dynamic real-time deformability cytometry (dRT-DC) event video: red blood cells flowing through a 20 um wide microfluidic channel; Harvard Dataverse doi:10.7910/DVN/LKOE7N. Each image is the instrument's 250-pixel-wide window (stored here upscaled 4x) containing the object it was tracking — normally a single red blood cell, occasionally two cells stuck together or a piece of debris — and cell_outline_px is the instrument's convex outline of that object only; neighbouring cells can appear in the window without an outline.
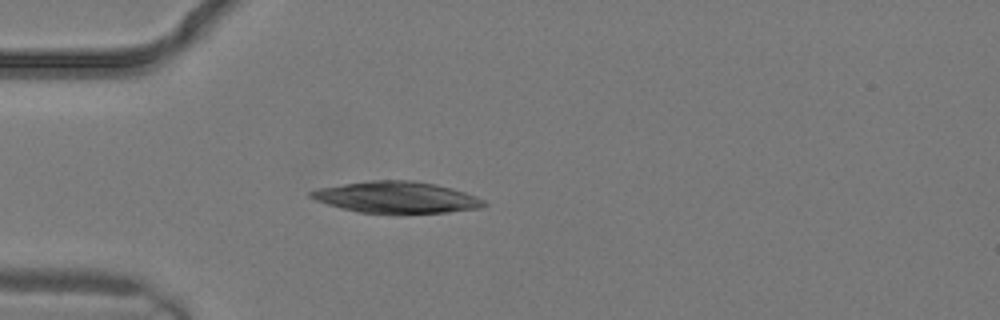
{"species": "common noctule bat (a hibernating species)", "species_latin": "Nyctalus noctula", "temperature_condition": "warm", "stored_images_in_passage": 1, "camera_frame_rate_fps": 3000, "um_per_image_px": 0.085, "animal": {"sex": "male", "body_mass_g": 19.2, "forearm_length_mm": 51.8}, "frame": {"image": 1, "passage_image": 1, "time_ms": 0.0, "image_size_px": [1000, 320], "cell_outline_px": [[488, 204], [480, 208], [448, 212], [360, 212], [328, 204], [316, 200], [308, 196], [308, 192], [320, 188], [344, 184], [372, 180], [412, 180], [436, 184], [452, 188], [476, 196], [484, 200]], "centroid_in_image_um": [33.73, 16.75], "position_along_channel_um": 51.3, "area_um2": 31.1}}